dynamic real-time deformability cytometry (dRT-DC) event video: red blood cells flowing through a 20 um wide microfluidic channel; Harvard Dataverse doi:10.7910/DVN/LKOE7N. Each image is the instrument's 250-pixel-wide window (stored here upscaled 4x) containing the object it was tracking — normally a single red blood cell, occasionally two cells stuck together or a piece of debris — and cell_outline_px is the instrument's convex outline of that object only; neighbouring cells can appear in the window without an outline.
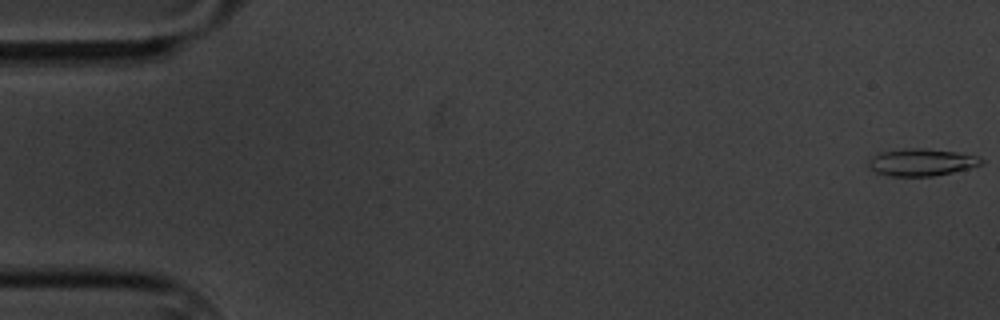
{"species": "common noctule bat (a hibernating species)", "species_latin": "Nyctalus noctula", "temperature_condition": "cold", "stored_images_in_passage": 60, "camera_frame_rate_fps": 3000, "um_per_image_px": 0.085, "animal": {"sex": "male", "body_mass_g": 20.1, "forearm_length_mm": 53.5}, "frame": {"image": 1, "passage_image": 1, "time_ms": 0.0, "image_size_px": [1000, 320], "cell_outline_px": [[984, 164], [952, 172], [932, 176], [888, 176], [876, 172], [868, 164], [868, 160], [872, 156], [880, 152], [904, 148], [924, 148], [956, 152], [980, 156], [984, 160]], "centroid_in_image_um": [78.34, 13.78], "position_along_channel_um": 6.7, "area_um2": 17.92}}
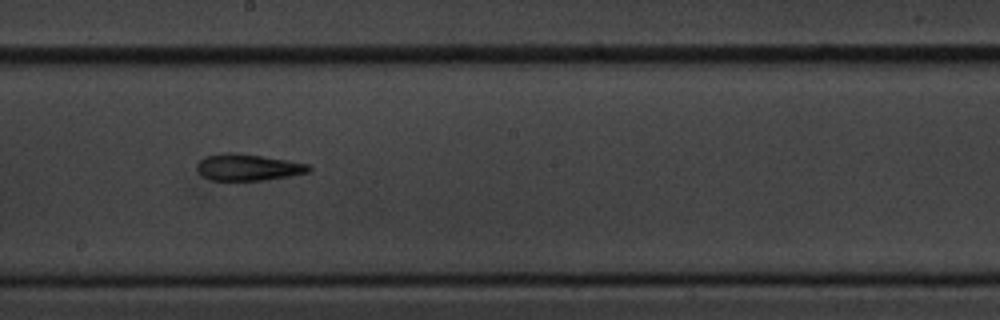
{"frame": {"image": 2, "passage_image": 33, "time_ms": 10.667, "image_size_px": [1000, 320], "cell_outline_px": [[312, 168], [308, 172], [288, 176], [264, 180], [208, 180], [196, 168], [196, 164], [200, 160], [208, 156], [224, 152], [236, 152], [264, 156], [288, 160], [308, 164]], "centroid_in_image_um": [21.07, 14.21], "position_along_channel_um": 227.1, "area_um2": 17.28}}
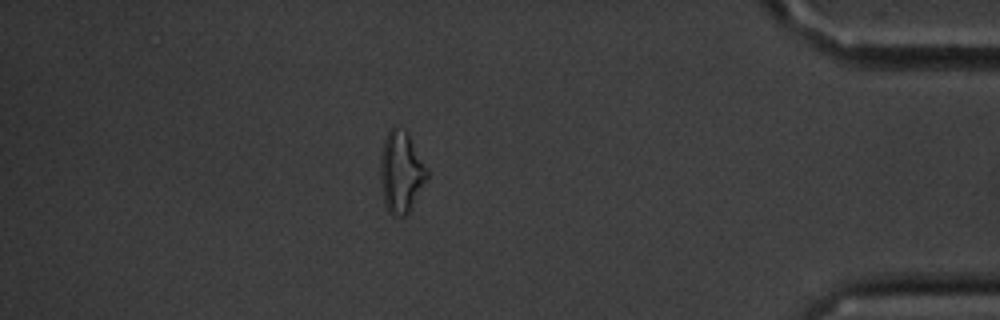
{"frame": {"image": 3, "passage_image": 52, "time_ms": 17.0, "image_size_px": [1000, 320], "cell_outline_px": [[428, 176], [408, 212], [404, 216], [392, 216], [388, 212], [384, 204], [380, 180], [380, 152], [384, 140], [392, 124], [404, 128], [408, 132], [428, 172]], "centroid_in_image_um": [34.05, 14.58], "position_along_channel_um": 401.2, "area_um2": 22.2}, "authors_computed_cell_mechanics": {"area_um2": 17.2244, "velocity_mm_per_s": 3.3817, "shape_relaxation_time_tau1_ms": 6.5416, "shape_relaxation_time_tau2_ms": 6.3704, "deformation_change_tau1": 0.201, "deformation_change_tau2": 0.1833}}